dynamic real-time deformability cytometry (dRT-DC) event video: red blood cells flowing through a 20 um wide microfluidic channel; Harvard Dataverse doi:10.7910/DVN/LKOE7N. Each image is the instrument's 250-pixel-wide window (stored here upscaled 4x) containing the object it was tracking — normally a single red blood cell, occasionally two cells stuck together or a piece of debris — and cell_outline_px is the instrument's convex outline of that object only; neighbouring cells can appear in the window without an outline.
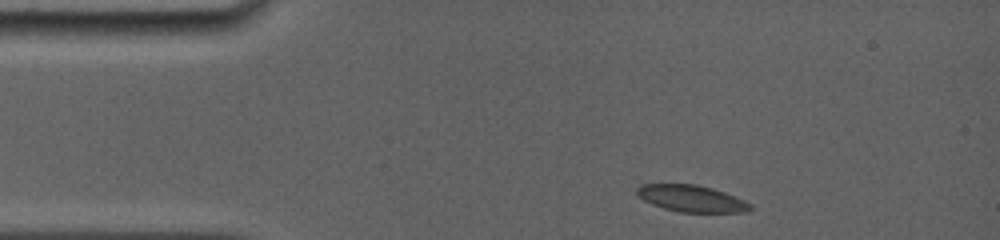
{"species": "common noctule bat (a hibernating species)", "species_latin": "Nyctalus noctula", "temperature_condition": "room temperature", "stored_images_in_passage": 11, "camera_frame_rate_fps": 5000, "um_per_image_px": 0.085, "animal": {"sex": "female", "body_mass_g": 19.0, "forearm_length_mm": 56.7}, "frame": {"image": 1, "passage_image": 1, "time_ms": 0.0, "image_size_px": [1000, 240], "cell_outline_px": [[756, 208], [744, 212], [680, 212], [664, 208], [652, 204], [636, 196], [636, 188], [640, 184], [696, 184], [712, 188], [724, 192], [744, 200], [752, 204]], "centroid_in_image_um": [58.78, 16.87], "position_along_channel_um": 26.2, "area_um2": 17.74}}
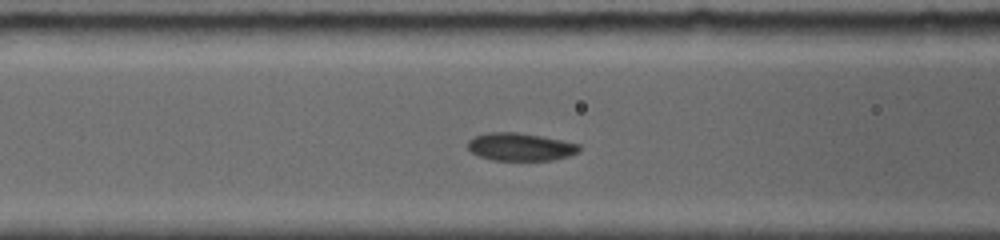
{"frame": {"image": 2, "passage_image": 7, "time_ms": 3.8, "image_size_px": [1000, 240], "cell_outline_px": [[580, 148], [576, 152], [568, 156], [552, 160], [492, 160], [480, 156], [472, 152], [468, 148], [468, 140], [472, 136], [488, 132], [520, 132], [580, 144]], "centroid_in_image_um": [44.18, 12.47], "position_along_channel_um": 122.4, "area_um2": 17.98}}
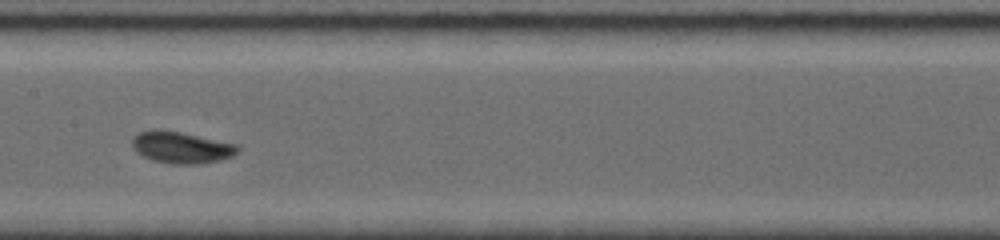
{"frame": {"image": 3, "passage_image": 10, "time_ms": 5.6, "image_size_px": [1000, 240], "cell_outline_px": [[240, 148], [232, 156], [220, 160], [196, 164], [176, 164], [152, 160], [136, 152], [132, 148], [132, 140], [140, 132], [156, 128], [180, 132], [236, 144]], "centroid_in_image_um": [15.39, 12.53], "position_along_channel_um": 192.0, "area_um2": 19.25}}